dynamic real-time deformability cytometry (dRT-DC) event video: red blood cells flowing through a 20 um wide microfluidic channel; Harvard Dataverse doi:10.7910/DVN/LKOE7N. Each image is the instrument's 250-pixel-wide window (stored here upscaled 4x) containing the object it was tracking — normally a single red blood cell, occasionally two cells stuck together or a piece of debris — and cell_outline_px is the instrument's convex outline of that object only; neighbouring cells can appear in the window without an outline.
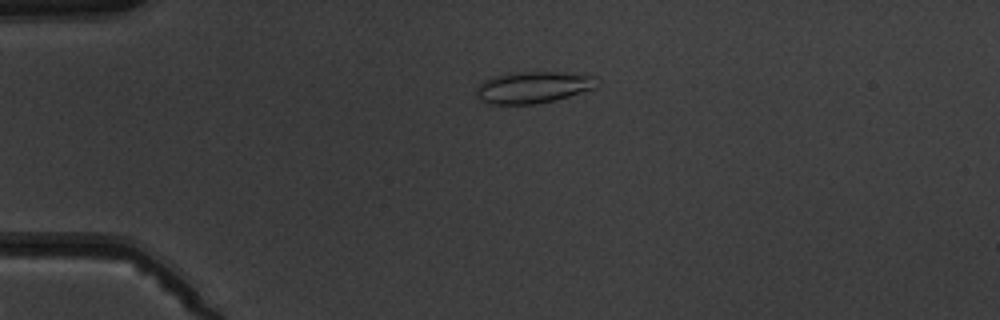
{"species": "common noctule bat (a hibernating species)", "species_latin": "Nyctalus noctula", "temperature_condition": "warm", "stored_images_in_passage": 5, "camera_frame_rate_fps": 3000, "um_per_image_px": 0.085, "animal": {"sex": "male", "body_mass_g": 19.5, "forearm_length_mm": 54.6}, "frame": {"image": 1, "passage_image": 4, "time_ms": 3.333, "image_size_px": [1000, 320], "cell_outline_px": [[600, 76], [596, 88], [556, 100], [536, 104], [488, 104], [480, 100], [476, 96], [476, 84], [492, 76], [520, 72], [560, 72]], "centroid_in_image_um": [45.32, 7.42], "position_along_channel_um": 39.7, "area_um2": 22.66}}